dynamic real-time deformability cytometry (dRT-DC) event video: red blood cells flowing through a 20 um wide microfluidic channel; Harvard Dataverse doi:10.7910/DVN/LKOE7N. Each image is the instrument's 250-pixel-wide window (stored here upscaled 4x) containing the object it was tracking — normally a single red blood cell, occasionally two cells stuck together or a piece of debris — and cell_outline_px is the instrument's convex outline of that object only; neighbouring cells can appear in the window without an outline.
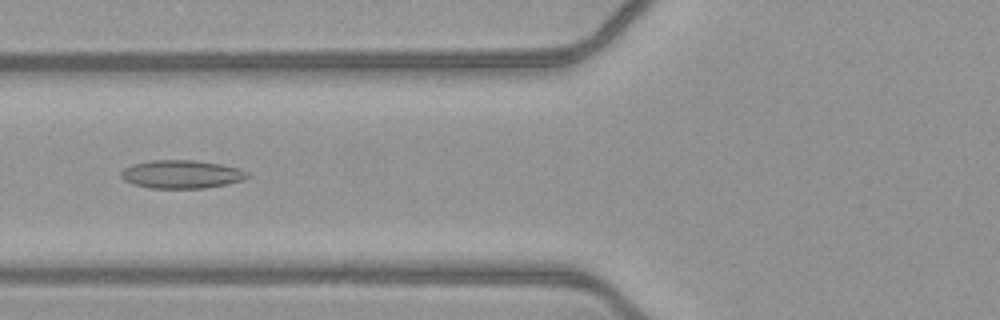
{"species": "common noctule bat (a hibernating species)", "species_latin": "Nyctalus noctula", "temperature_condition": "warm", "stored_images_in_passage": 47, "camera_frame_rate_fps": 3000, "um_per_image_px": 0.085, "animal": {"sex": "female", "body_mass_g": 21.9}, "frame": {"image": 1, "passage_image": 17, "time_ms": 5.333, "image_size_px": [1000, 320], "cell_outline_px": [[248, 176], [240, 180], [224, 184], [204, 188], [152, 188], [132, 184], [124, 180], [120, 176], [120, 172], [124, 168], [132, 164], [152, 160], [196, 160], [220, 164], [240, 168], [248, 172]], "centroid_in_image_um": [15.38, 14.8], "position_along_channel_um": 110.4, "area_um2": 20.69}}
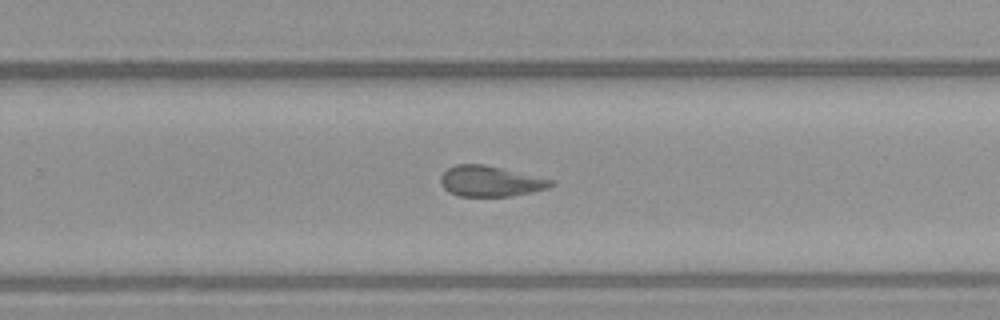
{"frame": {"image": 2, "passage_image": 30, "time_ms": 9.667, "image_size_px": [1000, 320], "cell_outline_px": [[556, 184], [548, 188], [508, 196], [460, 196], [448, 192], [440, 184], [440, 176], [448, 168], [456, 164], [484, 164], [556, 180]], "centroid_in_image_um": [41.68, 15.39], "position_along_channel_um": 288.1, "area_um2": 19.71}}
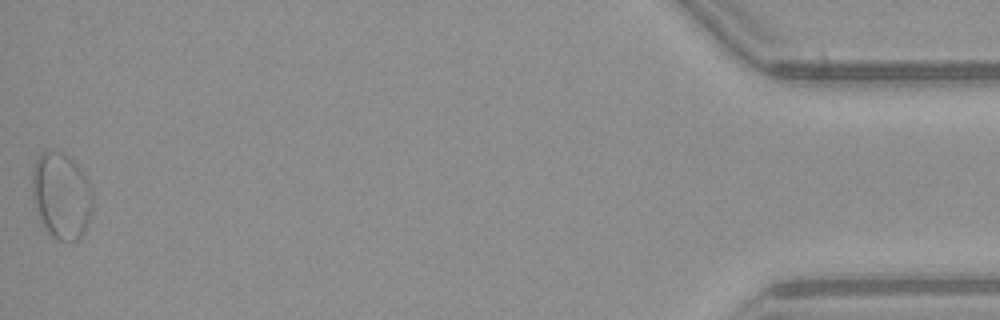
{"frame": {"image": 3, "passage_image": 47, "time_ms": 15.333, "image_size_px": [1000, 320], "cell_outline_px": [[92, 212], [84, 232], [72, 244], [68, 244], [56, 240], [44, 228], [32, 200], [32, 172], [36, 160], [40, 152], [64, 152], [72, 156], [88, 180], [92, 208]], "centroid_in_image_um": [5.2, 16.66], "position_along_channel_um": 430.0, "area_um2": 30.75}, "authors_computed_cell_mechanics": {"area_um2": 20.8658, "velocity_mm_per_s": 4.0967, "shape_relaxation_time_tau1_ms": null, "shape_relaxation_time_tau2_ms": 2.988, "deformation_change_tau1": null, "deformation_change_tau2": 0.1123}}